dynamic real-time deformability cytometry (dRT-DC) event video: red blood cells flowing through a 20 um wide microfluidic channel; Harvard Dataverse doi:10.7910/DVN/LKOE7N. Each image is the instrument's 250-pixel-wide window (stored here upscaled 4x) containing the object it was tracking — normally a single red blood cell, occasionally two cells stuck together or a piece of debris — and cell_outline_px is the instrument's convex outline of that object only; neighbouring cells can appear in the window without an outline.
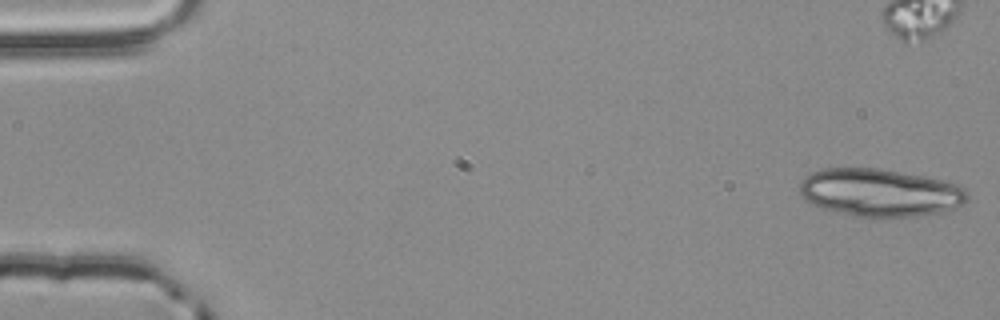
{"species": "common noctule bat (a hibernating species)", "species_latin": "Nyctalus noctula", "temperature_condition": "room temperature", "stored_images_in_passage": 27, "camera_frame_rate_fps": 3000, "um_per_image_px": 0.085, "animal": {"sex": "male", "body_mass_g": 20.4}, "frame": {"image": 1, "passage_image": 1, "time_ms": 0.0, "image_size_px": [1000, 320], "cell_outline_px": [[968, 200], [964, 204], [940, 212], [916, 216], [856, 216], [836, 212], [820, 208], [804, 200], [800, 196], [800, 180], [804, 176], [812, 172], [824, 168], [876, 168], [924, 176], [956, 184], [964, 188], [968, 192]], "centroid_in_image_um": [74.75, 16.36], "position_along_channel_um": 10.3, "area_um2": 46.59}}